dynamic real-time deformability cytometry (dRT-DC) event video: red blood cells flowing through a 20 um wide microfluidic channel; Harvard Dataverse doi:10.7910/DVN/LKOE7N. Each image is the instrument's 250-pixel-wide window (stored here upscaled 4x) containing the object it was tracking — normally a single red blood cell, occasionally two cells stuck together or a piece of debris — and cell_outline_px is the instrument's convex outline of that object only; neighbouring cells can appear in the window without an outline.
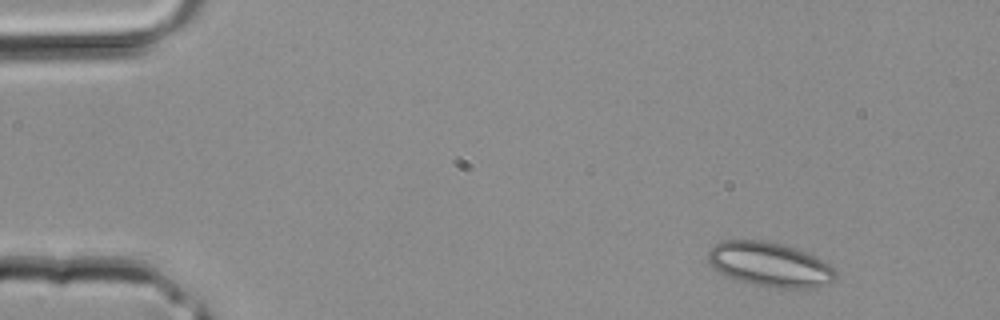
{"species": "common noctule bat (a hibernating species)", "species_latin": "Nyctalus noctula", "temperature_condition": "room temperature", "stored_images_in_passage": 3, "camera_frame_rate_fps": 3000, "um_per_image_px": 0.085, "animal": {"sex": "male", "body_mass_g": 20.4}, "frame": {"image": 1, "passage_image": 1, "time_ms": 0.0, "image_size_px": [1000, 320], "cell_outline_px": [[836, 280], [828, 284], [812, 288], [780, 288], [756, 284], [724, 276], [712, 268], [708, 260], [708, 252], [716, 244], [724, 240], [764, 240], [784, 244], [808, 252], [824, 260], [836, 268]], "centroid_in_image_um": [65.48, 22.47], "position_along_channel_um": 19.5, "area_um2": 33.35}}